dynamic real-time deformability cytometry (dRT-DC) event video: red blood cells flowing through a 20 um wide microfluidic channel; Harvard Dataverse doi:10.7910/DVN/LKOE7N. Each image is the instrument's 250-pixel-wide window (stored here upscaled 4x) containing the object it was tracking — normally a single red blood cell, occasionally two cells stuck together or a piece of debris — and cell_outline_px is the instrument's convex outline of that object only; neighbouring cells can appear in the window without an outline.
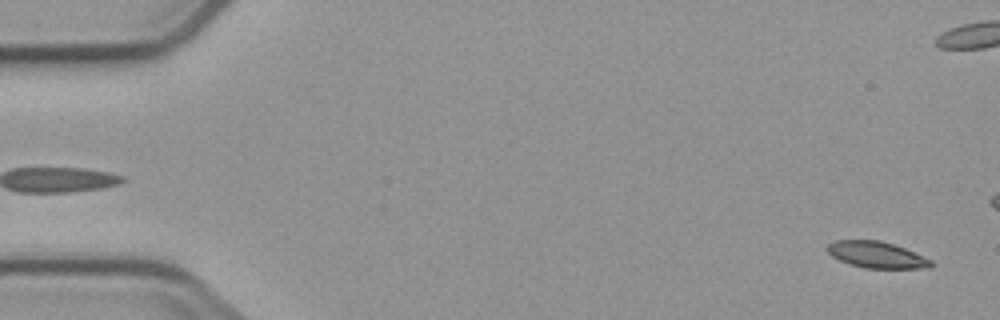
{"species": "common noctule bat (a hibernating species)", "species_latin": "Nyctalus noctula", "temperature_condition": "cold", "stored_images_in_passage": 5, "camera_frame_rate_fps": 3000, "um_per_image_px": 0.085, "animal": {"sex": "male", "body_mass_g": 23.1, "forearm_length_mm": 52.7}, "frame": {"image": 1, "passage_image": 5, "time_ms": 4.667, "image_size_px": [1000, 320], "cell_outline_px": [[932, 264], [928, 268], [864, 268], [840, 260], [832, 256], [828, 252], [828, 244], [836, 240], [880, 240], [904, 248], [932, 260]], "centroid_in_image_um": [74.51, 21.65], "position_along_channel_um": 10.5, "area_um2": 15.66}}